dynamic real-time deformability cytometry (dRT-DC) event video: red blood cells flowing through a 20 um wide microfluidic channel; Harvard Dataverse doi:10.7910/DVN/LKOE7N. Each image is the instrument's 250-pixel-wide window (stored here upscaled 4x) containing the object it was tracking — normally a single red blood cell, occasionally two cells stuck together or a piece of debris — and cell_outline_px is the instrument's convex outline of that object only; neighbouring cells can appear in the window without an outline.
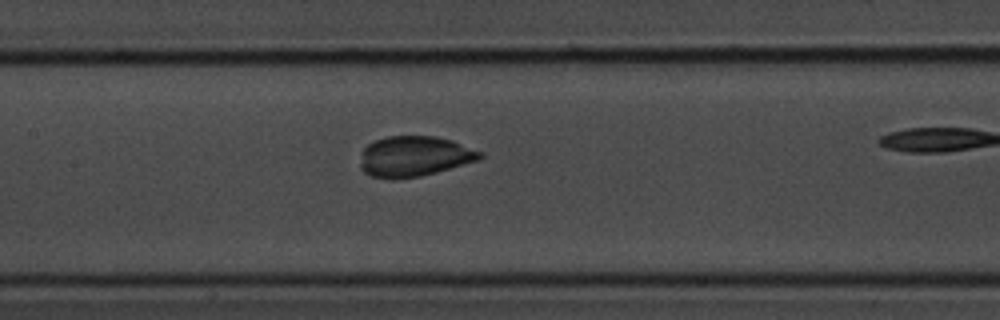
{"species": "common noctule bat (a hibernating species)", "species_latin": "Nyctalus noctula", "temperature_condition": "room temperature", "stored_images_in_passage": 21, "camera_frame_rate_fps": 3000, "um_per_image_px": 0.085, "animal": {"sex": "male", "body_mass_g": 20.1, "forearm_length_mm": 53.5}, "frame": {"image": 1, "passage_image": 7, "time_ms": 2.0, "image_size_px": [1000, 320], "cell_outline_px": [[484, 156], [476, 160], [436, 172], [420, 176], [396, 180], [392, 180], [372, 176], [364, 172], [360, 168], [360, 164], [364, 148], [368, 144], [376, 140], [388, 136], [436, 136], [452, 140], [484, 152]], "centroid_in_image_um": [35.21, 13.29], "position_along_channel_um": 172.2, "area_um2": 28.21}}
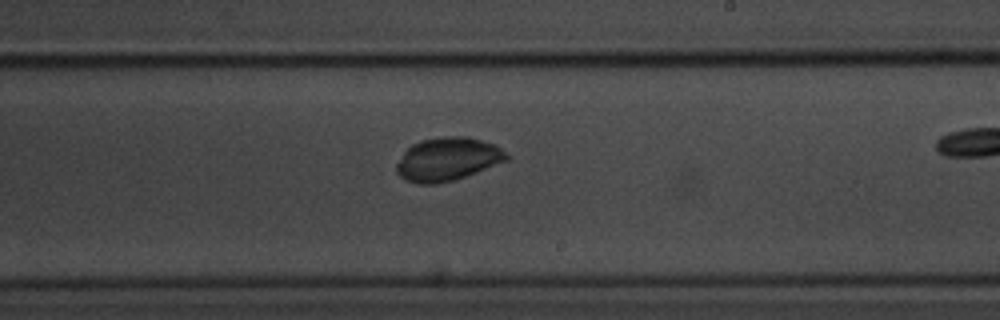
{"frame": {"image": 2, "passage_image": 12, "time_ms": 3.667, "image_size_px": [1000, 320], "cell_outline_px": [[508, 160], [476, 172], [452, 180], [436, 184], [420, 184], [404, 180], [396, 172], [396, 164], [404, 152], [412, 144], [420, 140], [448, 136], [468, 136], [496, 144], [508, 156]], "centroid_in_image_um": [38.02, 13.52], "position_along_channel_um": 251.0, "area_um2": 27.63}}